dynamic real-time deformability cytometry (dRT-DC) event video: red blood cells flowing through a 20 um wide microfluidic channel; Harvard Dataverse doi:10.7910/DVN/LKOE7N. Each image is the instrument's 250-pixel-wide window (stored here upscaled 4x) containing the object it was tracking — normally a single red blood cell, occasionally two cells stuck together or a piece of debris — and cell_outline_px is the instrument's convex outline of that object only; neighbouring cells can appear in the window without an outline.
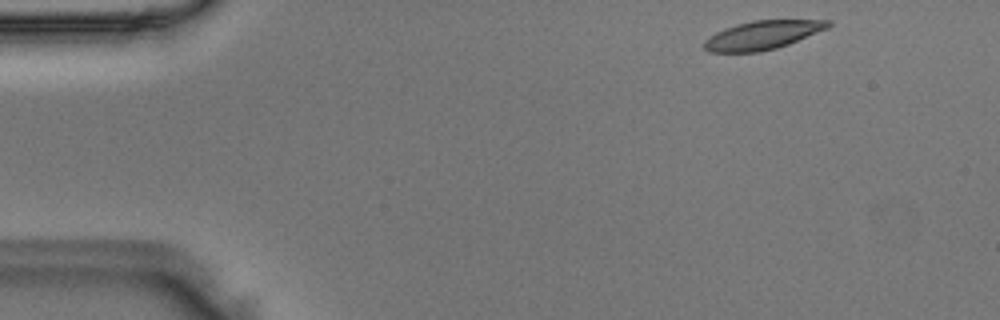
{"species": "Egyptian fruit bat (a non-hibernating species)", "species_latin": "Rousettus aegyptiacus", "temperature_condition": "room temperature", "stored_images_in_passage": 47, "camera_frame_rate_fps": 3000, "um_per_image_px": 0.085, "animal": {"sex": "male"}, "frame": {"image": 1, "passage_image": 1, "time_ms": 0.0, "image_size_px": [1000, 320], "cell_outline_px": [[832, 24], [828, 28], [788, 44], [776, 48], [760, 52], [708, 52], [704, 48], [704, 40], [716, 32], [724, 28], [736, 24], [752, 20], [832, 20]], "centroid_in_image_um": [64.8, 2.98], "position_along_channel_um": 20.2, "area_um2": 20.69}}
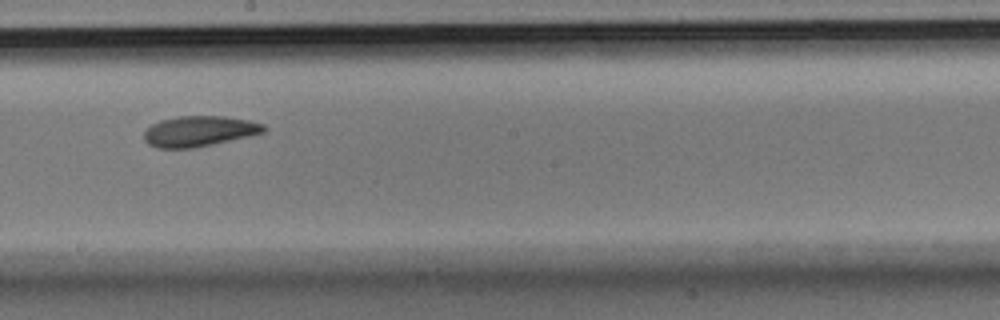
{"frame": {"image": 2, "passage_image": 24, "time_ms": 7.667, "image_size_px": [1000, 320], "cell_outline_px": [[268, 128], [264, 132], [248, 136], [196, 148], [156, 148], [148, 144], [144, 140], [144, 132], [152, 124], [160, 120], [180, 116], [224, 116], [248, 120], [264, 124]], "centroid_in_image_um": [16.93, 11.15], "position_along_channel_um": 231.3, "area_um2": 21.33}}
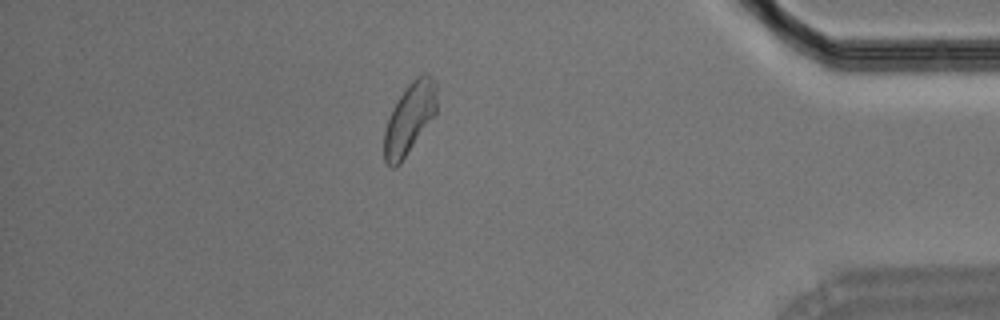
{"frame": {"image": 3, "passage_image": 40, "time_ms": 13.0, "image_size_px": [1000, 320], "cell_outline_px": [[436, 112], [400, 164], [396, 168], [392, 168], [384, 160], [384, 132], [392, 108], [408, 84], [416, 76], [424, 72], [428, 72], [436, 80]], "centroid_in_image_um": [34.81, 10.03], "position_along_channel_um": 400.4, "area_um2": 21.62}}